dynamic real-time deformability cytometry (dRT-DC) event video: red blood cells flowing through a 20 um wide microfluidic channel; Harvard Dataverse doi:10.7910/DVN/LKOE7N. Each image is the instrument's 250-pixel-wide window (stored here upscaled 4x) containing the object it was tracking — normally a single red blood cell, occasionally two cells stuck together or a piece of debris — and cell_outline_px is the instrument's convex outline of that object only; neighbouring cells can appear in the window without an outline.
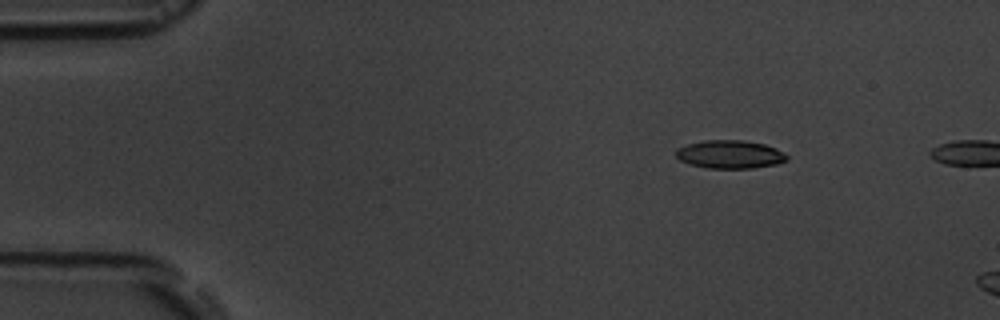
{"species": "common noctule bat (a hibernating species)", "species_latin": "Nyctalus noctula", "temperature_condition": "room temperature", "stored_images_in_passage": 2, "camera_frame_rate_fps": 3000, "um_per_image_px": 0.085, "animal": {"sex": "male", "body_mass_g": 19.5, "forearm_length_mm": 54.6}, "frame": {"image": 1, "passage_image": 1, "time_ms": 0.0, "image_size_px": [1000, 320], "cell_outline_px": [[788, 160], [776, 164], [752, 168], [708, 168], [692, 164], [680, 160], [676, 156], [676, 148], [688, 144], [704, 140], [744, 140], [764, 144], [776, 148], [784, 152], [788, 156]], "centroid_in_image_um": [62.07, 13.11], "position_along_channel_um": 22.9, "area_um2": 18.21}}